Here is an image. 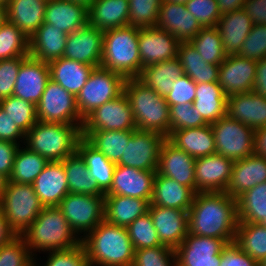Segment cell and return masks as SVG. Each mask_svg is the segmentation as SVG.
<instances>
[{"mask_svg":"<svg viewBox=\"0 0 266 266\" xmlns=\"http://www.w3.org/2000/svg\"><path fill=\"white\" fill-rule=\"evenodd\" d=\"M21 236L34 258L40 251L68 250L81 244L58 207H44Z\"/></svg>","mask_w":266,"mask_h":266,"instance_id":"obj_3","label":"cell"},{"mask_svg":"<svg viewBox=\"0 0 266 266\" xmlns=\"http://www.w3.org/2000/svg\"><path fill=\"white\" fill-rule=\"evenodd\" d=\"M236 200L238 222L258 224L266 216V182L250 188Z\"/></svg>","mask_w":266,"mask_h":266,"instance_id":"obj_44","label":"cell"},{"mask_svg":"<svg viewBox=\"0 0 266 266\" xmlns=\"http://www.w3.org/2000/svg\"><path fill=\"white\" fill-rule=\"evenodd\" d=\"M196 83L186 74L177 78L170 93L165 96L167 104L193 103L196 95Z\"/></svg>","mask_w":266,"mask_h":266,"instance_id":"obj_57","label":"cell"},{"mask_svg":"<svg viewBox=\"0 0 266 266\" xmlns=\"http://www.w3.org/2000/svg\"><path fill=\"white\" fill-rule=\"evenodd\" d=\"M2 214L11 228L21 235L36 219L44 206L35 193L32 184L11 182L0 199Z\"/></svg>","mask_w":266,"mask_h":266,"instance_id":"obj_7","label":"cell"},{"mask_svg":"<svg viewBox=\"0 0 266 266\" xmlns=\"http://www.w3.org/2000/svg\"><path fill=\"white\" fill-rule=\"evenodd\" d=\"M81 243L85 248L89 266H132L135 249L126 227L103 220Z\"/></svg>","mask_w":266,"mask_h":266,"instance_id":"obj_2","label":"cell"},{"mask_svg":"<svg viewBox=\"0 0 266 266\" xmlns=\"http://www.w3.org/2000/svg\"><path fill=\"white\" fill-rule=\"evenodd\" d=\"M157 171L116 165L111 187L104 195H121L147 200L152 198L154 178Z\"/></svg>","mask_w":266,"mask_h":266,"instance_id":"obj_19","label":"cell"},{"mask_svg":"<svg viewBox=\"0 0 266 266\" xmlns=\"http://www.w3.org/2000/svg\"><path fill=\"white\" fill-rule=\"evenodd\" d=\"M9 0H0V5L7 6Z\"/></svg>","mask_w":266,"mask_h":266,"instance_id":"obj_71","label":"cell"},{"mask_svg":"<svg viewBox=\"0 0 266 266\" xmlns=\"http://www.w3.org/2000/svg\"><path fill=\"white\" fill-rule=\"evenodd\" d=\"M195 160L166 138L160 150L157 173L189 187L196 194Z\"/></svg>","mask_w":266,"mask_h":266,"instance_id":"obj_21","label":"cell"},{"mask_svg":"<svg viewBox=\"0 0 266 266\" xmlns=\"http://www.w3.org/2000/svg\"><path fill=\"white\" fill-rule=\"evenodd\" d=\"M226 115L253 130L266 127V97L253 91L227 96Z\"/></svg>","mask_w":266,"mask_h":266,"instance_id":"obj_25","label":"cell"},{"mask_svg":"<svg viewBox=\"0 0 266 266\" xmlns=\"http://www.w3.org/2000/svg\"><path fill=\"white\" fill-rule=\"evenodd\" d=\"M242 9L253 25H266V0H245Z\"/></svg>","mask_w":266,"mask_h":266,"instance_id":"obj_61","label":"cell"},{"mask_svg":"<svg viewBox=\"0 0 266 266\" xmlns=\"http://www.w3.org/2000/svg\"><path fill=\"white\" fill-rule=\"evenodd\" d=\"M20 145L10 141L0 140V173L8 179L13 169L15 155Z\"/></svg>","mask_w":266,"mask_h":266,"instance_id":"obj_60","label":"cell"},{"mask_svg":"<svg viewBox=\"0 0 266 266\" xmlns=\"http://www.w3.org/2000/svg\"><path fill=\"white\" fill-rule=\"evenodd\" d=\"M170 133L187 128H197L208 125L193 103H181L169 106Z\"/></svg>","mask_w":266,"mask_h":266,"instance_id":"obj_50","label":"cell"},{"mask_svg":"<svg viewBox=\"0 0 266 266\" xmlns=\"http://www.w3.org/2000/svg\"><path fill=\"white\" fill-rule=\"evenodd\" d=\"M252 91L266 97V57L256 61V74Z\"/></svg>","mask_w":266,"mask_h":266,"instance_id":"obj_62","label":"cell"},{"mask_svg":"<svg viewBox=\"0 0 266 266\" xmlns=\"http://www.w3.org/2000/svg\"><path fill=\"white\" fill-rule=\"evenodd\" d=\"M157 28L168 31L180 42H189L203 28L186 4L162 1L158 13Z\"/></svg>","mask_w":266,"mask_h":266,"instance_id":"obj_23","label":"cell"},{"mask_svg":"<svg viewBox=\"0 0 266 266\" xmlns=\"http://www.w3.org/2000/svg\"><path fill=\"white\" fill-rule=\"evenodd\" d=\"M84 159L90 177L96 182L98 188L105 193L112 184L113 172L116 164L82 137L76 150Z\"/></svg>","mask_w":266,"mask_h":266,"instance_id":"obj_38","label":"cell"},{"mask_svg":"<svg viewBox=\"0 0 266 266\" xmlns=\"http://www.w3.org/2000/svg\"><path fill=\"white\" fill-rule=\"evenodd\" d=\"M177 59L188 75L196 84L218 82L219 66L204 61L190 42H180Z\"/></svg>","mask_w":266,"mask_h":266,"instance_id":"obj_37","label":"cell"},{"mask_svg":"<svg viewBox=\"0 0 266 266\" xmlns=\"http://www.w3.org/2000/svg\"><path fill=\"white\" fill-rule=\"evenodd\" d=\"M194 196L189 187L156 173L150 204L188 211Z\"/></svg>","mask_w":266,"mask_h":266,"instance_id":"obj_32","label":"cell"},{"mask_svg":"<svg viewBox=\"0 0 266 266\" xmlns=\"http://www.w3.org/2000/svg\"><path fill=\"white\" fill-rule=\"evenodd\" d=\"M50 79L49 63L28 56L20 66L12 95L37 105Z\"/></svg>","mask_w":266,"mask_h":266,"instance_id":"obj_22","label":"cell"},{"mask_svg":"<svg viewBox=\"0 0 266 266\" xmlns=\"http://www.w3.org/2000/svg\"><path fill=\"white\" fill-rule=\"evenodd\" d=\"M259 266H266V257L259 263Z\"/></svg>","mask_w":266,"mask_h":266,"instance_id":"obj_72","label":"cell"},{"mask_svg":"<svg viewBox=\"0 0 266 266\" xmlns=\"http://www.w3.org/2000/svg\"><path fill=\"white\" fill-rule=\"evenodd\" d=\"M69 193L104 196L96 182L90 177L84 159L76 151L63 160Z\"/></svg>","mask_w":266,"mask_h":266,"instance_id":"obj_41","label":"cell"},{"mask_svg":"<svg viewBox=\"0 0 266 266\" xmlns=\"http://www.w3.org/2000/svg\"><path fill=\"white\" fill-rule=\"evenodd\" d=\"M238 54L256 61L266 57V25H253Z\"/></svg>","mask_w":266,"mask_h":266,"instance_id":"obj_55","label":"cell"},{"mask_svg":"<svg viewBox=\"0 0 266 266\" xmlns=\"http://www.w3.org/2000/svg\"><path fill=\"white\" fill-rule=\"evenodd\" d=\"M262 227H266V216L258 223Z\"/></svg>","mask_w":266,"mask_h":266,"instance_id":"obj_70","label":"cell"},{"mask_svg":"<svg viewBox=\"0 0 266 266\" xmlns=\"http://www.w3.org/2000/svg\"><path fill=\"white\" fill-rule=\"evenodd\" d=\"M234 242L258 263L266 257V227L256 223L238 222Z\"/></svg>","mask_w":266,"mask_h":266,"instance_id":"obj_42","label":"cell"},{"mask_svg":"<svg viewBox=\"0 0 266 266\" xmlns=\"http://www.w3.org/2000/svg\"><path fill=\"white\" fill-rule=\"evenodd\" d=\"M167 139L194 159L216 153L211 124L172 131Z\"/></svg>","mask_w":266,"mask_h":266,"instance_id":"obj_30","label":"cell"},{"mask_svg":"<svg viewBox=\"0 0 266 266\" xmlns=\"http://www.w3.org/2000/svg\"><path fill=\"white\" fill-rule=\"evenodd\" d=\"M266 182V158L252 154L234 161L231 178L226 188L234 199L254 186Z\"/></svg>","mask_w":266,"mask_h":266,"instance_id":"obj_26","label":"cell"},{"mask_svg":"<svg viewBox=\"0 0 266 266\" xmlns=\"http://www.w3.org/2000/svg\"><path fill=\"white\" fill-rule=\"evenodd\" d=\"M131 135L132 131L127 130L82 131V137L115 164L124 154Z\"/></svg>","mask_w":266,"mask_h":266,"instance_id":"obj_40","label":"cell"},{"mask_svg":"<svg viewBox=\"0 0 266 266\" xmlns=\"http://www.w3.org/2000/svg\"><path fill=\"white\" fill-rule=\"evenodd\" d=\"M216 153L233 161L254 154V130L229 116L211 124Z\"/></svg>","mask_w":266,"mask_h":266,"instance_id":"obj_10","label":"cell"},{"mask_svg":"<svg viewBox=\"0 0 266 266\" xmlns=\"http://www.w3.org/2000/svg\"><path fill=\"white\" fill-rule=\"evenodd\" d=\"M245 0H218V9L221 15L241 9Z\"/></svg>","mask_w":266,"mask_h":266,"instance_id":"obj_65","label":"cell"},{"mask_svg":"<svg viewBox=\"0 0 266 266\" xmlns=\"http://www.w3.org/2000/svg\"><path fill=\"white\" fill-rule=\"evenodd\" d=\"M32 185L44 207H58L69 193L63 161H49Z\"/></svg>","mask_w":266,"mask_h":266,"instance_id":"obj_24","label":"cell"},{"mask_svg":"<svg viewBox=\"0 0 266 266\" xmlns=\"http://www.w3.org/2000/svg\"><path fill=\"white\" fill-rule=\"evenodd\" d=\"M225 240L191 233L175 249L177 266H220Z\"/></svg>","mask_w":266,"mask_h":266,"instance_id":"obj_14","label":"cell"},{"mask_svg":"<svg viewBox=\"0 0 266 266\" xmlns=\"http://www.w3.org/2000/svg\"><path fill=\"white\" fill-rule=\"evenodd\" d=\"M48 162L45 157L32 152L26 146L21 147L20 145L8 180L16 183L32 184Z\"/></svg>","mask_w":266,"mask_h":266,"instance_id":"obj_43","label":"cell"},{"mask_svg":"<svg viewBox=\"0 0 266 266\" xmlns=\"http://www.w3.org/2000/svg\"><path fill=\"white\" fill-rule=\"evenodd\" d=\"M186 8L202 27H216L221 17L218 0H189Z\"/></svg>","mask_w":266,"mask_h":266,"instance_id":"obj_54","label":"cell"},{"mask_svg":"<svg viewBox=\"0 0 266 266\" xmlns=\"http://www.w3.org/2000/svg\"><path fill=\"white\" fill-rule=\"evenodd\" d=\"M184 74L177 58L146 66L138 79L157 94L165 97L172 90L174 81Z\"/></svg>","mask_w":266,"mask_h":266,"instance_id":"obj_39","label":"cell"},{"mask_svg":"<svg viewBox=\"0 0 266 266\" xmlns=\"http://www.w3.org/2000/svg\"><path fill=\"white\" fill-rule=\"evenodd\" d=\"M82 126L63 123H37L25 134V145L48 161H63L77 150L82 138Z\"/></svg>","mask_w":266,"mask_h":266,"instance_id":"obj_5","label":"cell"},{"mask_svg":"<svg viewBox=\"0 0 266 266\" xmlns=\"http://www.w3.org/2000/svg\"><path fill=\"white\" fill-rule=\"evenodd\" d=\"M69 1H72L77 4H81L89 9L95 0H69Z\"/></svg>","mask_w":266,"mask_h":266,"instance_id":"obj_68","label":"cell"},{"mask_svg":"<svg viewBox=\"0 0 266 266\" xmlns=\"http://www.w3.org/2000/svg\"><path fill=\"white\" fill-rule=\"evenodd\" d=\"M234 161L220 154H211L195 160L197 192H225Z\"/></svg>","mask_w":266,"mask_h":266,"instance_id":"obj_18","label":"cell"},{"mask_svg":"<svg viewBox=\"0 0 266 266\" xmlns=\"http://www.w3.org/2000/svg\"><path fill=\"white\" fill-rule=\"evenodd\" d=\"M124 93L132 109L137 130L157 132L167 138L170 134V112L165 97L138 78L125 81Z\"/></svg>","mask_w":266,"mask_h":266,"instance_id":"obj_4","label":"cell"},{"mask_svg":"<svg viewBox=\"0 0 266 266\" xmlns=\"http://www.w3.org/2000/svg\"><path fill=\"white\" fill-rule=\"evenodd\" d=\"M237 200L226 192H197L188 210L189 233L235 241Z\"/></svg>","mask_w":266,"mask_h":266,"instance_id":"obj_1","label":"cell"},{"mask_svg":"<svg viewBox=\"0 0 266 266\" xmlns=\"http://www.w3.org/2000/svg\"><path fill=\"white\" fill-rule=\"evenodd\" d=\"M88 13V23L100 31L129 25L128 0H95Z\"/></svg>","mask_w":266,"mask_h":266,"instance_id":"obj_33","label":"cell"},{"mask_svg":"<svg viewBox=\"0 0 266 266\" xmlns=\"http://www.w3.org/2000/svg\"><path fill=\"white\" fill-rule=\"evenodd\" d=\"M189 42L207 63L220 65L227 57L217 27H203Z\"/></svg>","mask_w":266,"mask_h":266,"instance_id":"obj_45","label":"cell"},{"mask_svg":"<svg viewBox=\"0 0 266 266\" xmlns=\"http://www.w3.org/2000/svg\"><path fill=\"white\" fill-rule=\"evenodd\" d=\"M165 1L175 2L178 4H186L189 0H165Z\"/></svg>","mask_w":266,"mask_h":266,"instance_id":"obj_69","label":"cell"},{"mask_svg":"<svg viewBox=\"0 0 266 266\" xmlns=\"http://www.w3.org/2000/svg\"><path fill=\"white\" fill-rule=\"evenodd\" d=\"M256 60L239 54L227 55L219 66L218 84L226 96L252 92Z\"/></svg>","mask_w":266,"mask_h":266,"instance_id":"obj_17","label":"cell"},{"mask_svg":"<svg viewBox=\"0 0 266 266\" xmlns=\"http://www.w3.org/2000/svg\"><path fill=\"white\" fill-rule=\"evenodd\" d=\"M0 107L25 134L38 121L36 105L13 95L1 100Z\"/></svg>","mask_w":266,"mask_h":266,"instance_id":"obj_47","label":"cell"},{"mask_svg":"<svg viewBox=\"0 0 266 266\" xmlns=\"http://www.w3.org/2000/svg\"><path fill=\"white\" fill-rule=\"evenodd\" d=\"M149 204L147 200L140 198L104 195V220L110 224L127 227L136 218L148 212Z\"/></svg>","mask_w":266,"mask_h":266,"instance_id":"obj_34","label":"cell"},{"mask_svg":"<svg viewBox=\"0 0 266 266\" xmlns=\"http://www.w3.org/2000/svg\"><path fill=\"white\" fill-rule=\"evenodd\" d=\"M7 21V7L5 5H0V27Z\"/></svg>","mask_w":266,"mask_h":266,"instance_id":"obj_66","label":"cell"},{"mask_svg":"<svg viewBox=\"0 0 266 266\" xmlns=\"http://www.w3.org/2000/svg\"><path fill=\"white\" fill-rule=\"evenodd\" d=\"M44 266H89L88 258L83 244L61 251H50ZM34 258L36 266H41L40 263ZM37 261V262H36ZM39 263V264H38ZM42 265V266H43Z\"/></svg>","mask_w":266,"mask_h":266,"instance_id":"obj_53","label":"cell"},{"mask_svg":"<svg viewBox=\"0 0 266 266\" xmlns=\"http://www.w3.org/2000/svg\"><path fill=\"white\" fill-rule=\"evenodd\" d=\"M50 78L74 96L80 92L94 66L64 57L49 62Z\"/></svg>","mask_w":266,"mask_h":266,"instance_id":"obj_35","label":"cell"},{"mask_svg":"<svg viewBox=\"0 0 266 266\" xmlns=\"http://www.w3.org/2000/svg\"><path fill=\"white\" fill-rule=\"evenodd\" d=\"M27 57L0 60V101L12 96L20 66Z\"/></svg>","mask_w":266,"mask_h":266,"instance_id":"obj_56","label":"cell"},{"mask_svg":"<svg viewBox=\"0 0 266 266\" xmlns=\"http://www.w3.org/2000/svg\"><path fill=\"white\" fill-rule=\"evenodd\" d=\"M254 154L266 158V127L254 130Z\"/></svg>","mask_w":266,"mask_h":266,"instance_id":"obj_64","label":"cell"},{"mask_svg":"<svg viewBox=\"0 0 266 266\" xmlns=\"http://www.w3.org/2000/svg\"><path fill=\"white\" fill-rule=\"evenodd\" d=\"M17 236H18L17 233L7 223V220L2 214V211L0 208V246L7 244L8 242L12 241Z\"/></svg>","mask_w":266,"mask_h":266,"instance_id":"obj_63","label":"cell"},{"mask_svg":"<svg viewBox=\"0 0 266 266\" xmlns=\"http://www.w3.org/2000/svg\"><path fill=\"white\" fill-rule=\"evenodd\" d=\"M216 27L220 32L225 53L232 55L240 52L253 23L249 15L241 8L221 15Z\"/></svg>","mask_w":266,"mask_h":266,"instance_id":"obj_28","label":"cell"},{"mask_svg":"<svg viewBox=\"0 0 266 266\" xmlns=\"http://www.w3.org/2000/svg\"><path fill=\"white\" fill-rule=\"evenodd\" d=\"M0 140L10 141L18 145H21V143L25 142V133L20 128H18L15 123H13V120L8 115H6L5 111L1 107Z\"/></svg>","mask_w":266,"mask_h":266,"instance_id":"obj_59","label":"cell"},{"mask_svg":"<svg viewBox=\"0 0 266 266\" xmlns=\"http://www.w3.org/2000/svg\"><path fill=\"white\" fill-rule=\"evenodd\" d=\"M166 137L153 131L133 130L120 161L116 165L157 171L160 150Z\"/></svg>","mask_w":266,"mask_h":266,"instance_id":"obj_12","label":"cell"},{"mask_svg":"<svg viewBox=\"0 0 266 266\" xmlns=\"http://www.w3.org/2000/svg\"><path fill=\"white\" fill-rule=\"evenodd\" d=\"M68 34L43 23L29 40V56L43 62L63 57Z\"/></svg>","mask_w":266,"mask_h":266,"instance_id":"obj_29","label":"cell"},{"mask_svg":"<svg viewBox=\"0 0 266 266\" xmlns=\"http://www.w3.org/2000/svg\"><path fill=\"white\" fill-rule=\"evenodd\" d=\"M141 71L146 66L177 58L180 41L157 27L139 28Z\"/></svg>","mask_w":266,"mask_h":266,"instance_id":"obj_16","label":"cell"},{"mask_svg":"<svg viewBox=\"0 0 266 266\" xmlns=\"http://www.w3.org/2000/svg\"><path fill=\"white\" fill-rule=\"evenodd\" d=\"M36 116L41 122L83 125L76 96L50 79L36 105Z\"/></svg>","mask_w":266,"mask_h":266,"instance_id":"obj_11","label":"cell"},{"mask_svg":"<svg viewBox=\"0 0 266 266\" xmlns=\"http://www.w3.org/2000/svg\"><path fill=\"white\" fill-rule=\"evenodd\" d=\"M193 106L208 124H212L226 116L227 96L218 82L200 83L196 85Z\"/></svg>","mask_w":266,"mask_h":266,"instance_id":"obj_36","label":"cell"},{"mask_svg":"<svg viewBox=\"0 0 266 266\" xmlns=\"http://www.w3.org/2000/svg\"><path fill=\"white\" fill-rule=\"evenodd\" d=\"M48 0H9L8 21L18 27L29 39L44 23Z\"/></svg>","mask_w":266,"mask_h":266,"instance_id":"obj_31","label":"cell"},{"mask_svg":"<svg viewBox=\"0 0 266 266\" xmlns=\"http://www.w3.org/2000/svg\"><path fill=\"white\" fill-rule=\"evenodd\" d=\"M220 266H259V263L235 243H227L221 252Z\"/></svg>","mask_w":266,"mask_h":266,"instance_id":"obj_58","label":"cell"},{"mask_svg":"<svg viewBox=\"0 0 266 266\" xmlns=\"http://www.w3.org/2000/svg\"><path fill=\"white\" fill-rule=\"evenodd\" d=\"M132 109L125 93L93 110L85 119L82 131L136 130Z\"/></svg>","mask_w":266,"mask_h":266,"instance_id":"obj_13","label":"cell"},{"mask_svg":"<svg viewBox=\"0 0 266 266\" xmlns=\"http://www.w3.org/2000/svg\"><path fill=\"white\" fill-rule=\"evenodd\" d=\"M138 35L139 28L132 25L104 31L100 66L126 79L138 78L141 74Z\"/></svg>","mask_w":266,"mask_h":266,"instance_id":"obj_6","label":"cell"},{"mask_svg":"<svg viewBox=\"0 0 266 266\" xmlns=\"http://www.w3.org/2000/svg\"><path fill=\"white\" fill-rule=\"evenodd\" d=\"M148 212L161 244L175 250L189 233L188 211L149 204Z\"/></svg>","mask_w":266,"mask_h":266,"instance_id":"obj_20","label":"cell"},{"mask_svg":"<svg viewBox=\"0 0 266 266\" xmlns=\"http://www.w3.org/2000/svg\"><path fill=\"white\" fill-rule=\"evenodd\" d=\"M58 208L81 240L104 220V196L68 193Z\"/></svg>","mask_w":266,"mask_h":266,"instance_id":"obj_9","label":"cell"},{"mask_svg":"<svg viewBox=\"0 0 266 266\" xmlns=\"http://www.w3.org/2000/svg\"><path fill=\"white\" fill-rule=\"evenodd\" d=\"M163 0H130L129 25L137 28L155 27Z\"/></svg>","mask_w":266,"mask_h":266,"instance_id":"obj_49","label":"cell"},{"mask_svg":"<svg viewBox=\"0 0 266 266\" xmlns=\"http://www.w3.org/2000/svg\"><path fill=\"white\" fill-rule=\"evenodd\" d=\"M7 182L8 178L0 173V199L2 198L3 193L6 189Z\"/></svg>","mask_w":266,"mask_h":266,"instance_id":"obj_67","label":"cell"},{"mask_svg":"<svg viewBox=\"0 0 266 266\" xmlns=\"http://www.w3.org/2000/svg\"><path fill=\"white\" fill-rule=\"evenodd\" d=\"M132 266H177L175 250L166 245L135 250Z\"/></svg>","mask_w":266,"mask_h":266,"instance_id":"obj_52","label":"cell"},{"mask_svg":"<svg viewBox=\"0 0 266 266\" xmlns=\"http://www.w3.org/2000/svg\"><path fill=\"white\" fill-rule=\"evenodd\" d=\"M29 38L13 23L0 27V60L29 56Z\"/></svg>","mask_w":266,"mask_h":266,"instance_id":"obj_46","label":"cell"},{"mask_svg":"<svg viewBox=\"0 0 266 266\" xmlns=\"http://www.w3.org/2000/svg\"><path fill=\"white\" fill-rule=\"evenodd\" d=\"M126 229L135 250L162 246L149 212L136 218Z\"/></svg>","mask_w":266,"mask_h":266,"instance_id":"obj_48","label":"cell"},{"mask_svg":"<svg viewBox=\"0 0 266 266\" xmlns=\"http://www.w3.org/2000/svg\"><path fill=\"white\" fill-rule=\"evenodd\" d=\"M126 80L124 76L109 69L94 67L76 96L81 118L84 120L97 107L123 94Z\"/></svg>","mask_w":266,"mask_h":266,"instance_id":"obj_8","label":"cell"},{"mask_svg":"<svg viewBox=\"0 0 266 266\" xmlns=\"http://www.w3.org/2000/svg\"><path fill=\"white\" fill-rule=\"evenodd\" d=\"M33 263L34 257L21 235L0 246V266H31Z\"/></svg>","mask_w":266,"mask_h":266,"instance_id":"obj_51","label":"cell"},{"mask_svg":"<svg viewBox=\"0 0 266 266\" xmlns=\"http://www.w3.org/2000/svg\"><path fill=\"white\" fill-rule=\"evenodd\" d=\"M104 31L86 24L69 33L63 57L94 67L101 65Z\"/></svg>","mask_w":266,"mask_h":266,"instance_id":"obj_15","label":"cell"},{"mask_svg":"<svg viewBox=\"0 0 266 266\" xmlns=\"http://www.w3.org/2000/svg\"><path fill=\"white\" fill-rule=\"evenodd\" d=\"M88 8L69 0H48L44 23L69 34L88 24Z\"/></svg>","mask_w":266,"mask_h":266,"instance_id":"obj_27","label":"cell"}]
</instances>
